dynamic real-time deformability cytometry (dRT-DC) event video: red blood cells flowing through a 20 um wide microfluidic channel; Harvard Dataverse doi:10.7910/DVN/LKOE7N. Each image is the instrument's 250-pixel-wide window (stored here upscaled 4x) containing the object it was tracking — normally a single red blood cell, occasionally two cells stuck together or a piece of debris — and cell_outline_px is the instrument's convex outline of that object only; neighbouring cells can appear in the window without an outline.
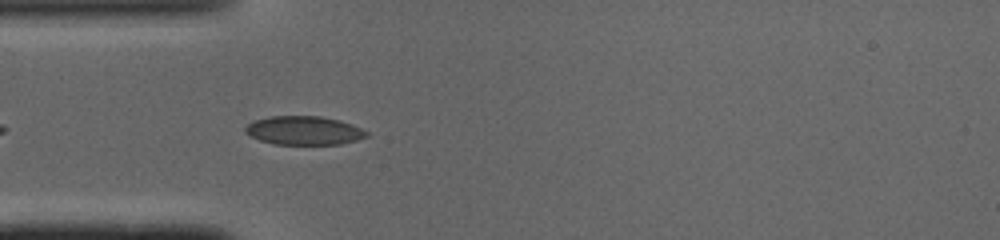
{"species": "common noctule bat (a hibernating species)", "species_latin": "Nyctalus noctula", "temperature_condition": "cold", "stored_images_in_passage": 11, "camera_frame_rate_fps": 3000, "um_per_image_px": 0.085, "animal": {"sex": "male", "body_mass_g": 19.0, "forearm_length_mm": 50.8}, "frame": {"image": 1, "passage_image": 4, "time_ms": 1.0, "image_size_px": [1000, 240], "cell_outline_px": [[368, 136], [356, 140], [340, 144], [276, 144], [260, 140], [244, 132], [244, 128], [248, 124], [256, 120], [272, 116], [320, 116], [340, 120], [352, 124], [368, 132]], "centroid_in_image_um": [25.85, 11.09], "position_along_channel_um": 59.1, "area_um2": 20.11}}